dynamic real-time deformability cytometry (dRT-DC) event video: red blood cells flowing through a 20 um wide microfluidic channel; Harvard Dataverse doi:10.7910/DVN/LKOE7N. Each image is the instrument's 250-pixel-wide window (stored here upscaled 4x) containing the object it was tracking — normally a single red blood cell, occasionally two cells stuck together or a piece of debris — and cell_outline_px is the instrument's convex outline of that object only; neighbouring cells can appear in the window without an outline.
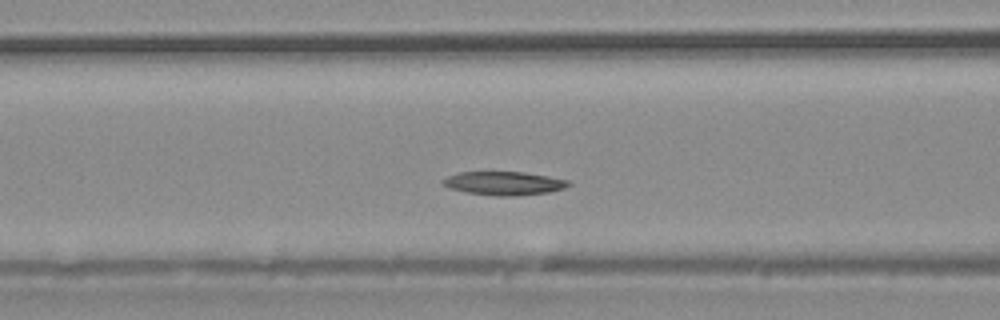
{"species": "common noctule bat (a hibernating species)", "species_latin": "Nyctalus noctula", "temperature_condition": "warm", "stored_images_in_passage": 35, "camera_frame_rate_fps": 3000, "um_per_image_px": 0.085, "animal": {"sex": "male", "body_mass_g": 20.4}, "frame": {"image": 1, "passage_image": 11, "time_ms": 3.333, "image_size_px": [1000, 320], "cell_outline_px": [[572, 184], [564, 188], [548, 192], [516, 196], [496, 196], [468, 192], [452, 188], [440, 184], [440, 180], [448, 176], [460, 172], [524, 172], [548, 176], [568, 180]], "centroid_in_image_um": [42.84, 15.57], "position_along_channel_um": 123.8, "area_um2": 17.17}}
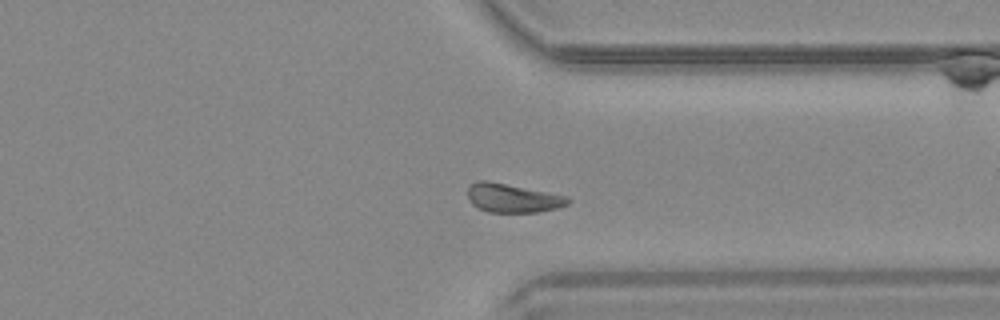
{"frame": {"image": 2, "passage_image": 25, "time_ms": 8.0, "image_size_px": [1000, 320], "cell_outline_px": [[572, 200], [568, 204], [556, 208], [536, 212], [488, 212], [476, 208], [468, 200], [468, 188], [476, 180], [484, 180], [568, 196]], "centroid_in_image_um": [43.55, 16.85], "position_along_channel_um": 367.8, "area_um2": 16.7}}